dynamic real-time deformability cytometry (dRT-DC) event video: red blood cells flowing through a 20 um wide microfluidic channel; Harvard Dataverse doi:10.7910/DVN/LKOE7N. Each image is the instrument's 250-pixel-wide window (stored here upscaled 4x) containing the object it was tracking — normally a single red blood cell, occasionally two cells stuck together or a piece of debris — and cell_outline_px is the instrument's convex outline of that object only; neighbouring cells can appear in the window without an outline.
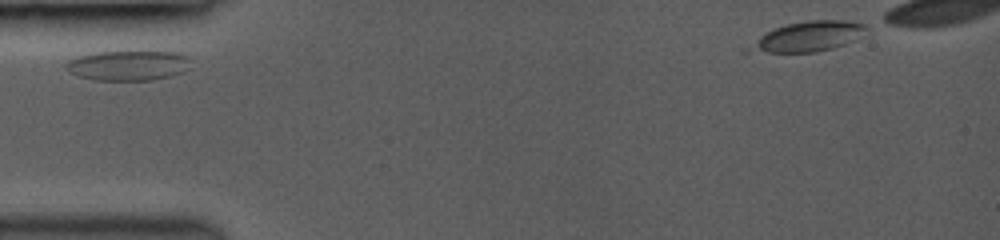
{"species": "common noctule bat (a hibernating species)", "species_latin": "Nyctalus noctula", "temperature_condition": "room temperature", "stored_images_in_passage": 34, "camera_frame_rate_fps": 3000, "um_per_image_px": 0.085, "animal": {"sex": "female", "body_mass_g": 19.0, "forearm_length_mm": 53.3}, "frame": {"image": 1, "passage_image": 1, "time_ms": 0.0, "image_size_px": [1000, 240], "cell_outline_px": [[188, 60], [180, 72], [168, 76], [152, 80], [92, 80], [76, 76], [68, 72], [64, 68], [64, 64], [68, 60], [76, 56], [96, 52], [140, 48], [148, 48], [180, 52], [188, 56]], "centroid_in_image_um": [10.81, 5.49], "position_along_channel_um": 74.2, "area_um2": 22.95}}
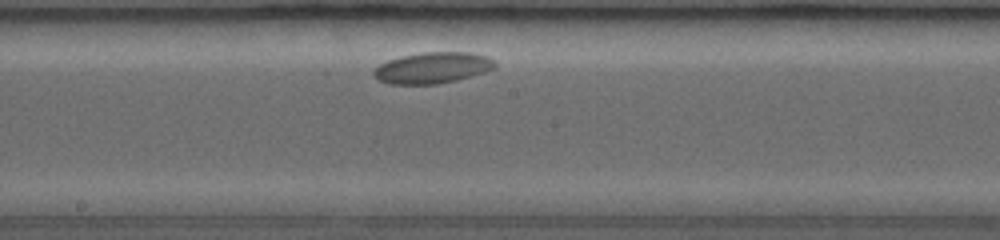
{"frame": {"image": 2, "passage_image": 17, "time_ms": 4.0, "image_size_px": [1000, 240], "cell_outline_px": [[496, 68], [472, 76], [456, 80], [436, 84], [388, 84], [372, 76], [372, 72], [380, 64], [388, 60], [400, 56], [424, 52], [472, 52], [488, 56], [496, 60]], "centroid_in_image_um": [36.79, 5.76], "position_along_channel_um": 211.4, "area_um2": 22.2}}
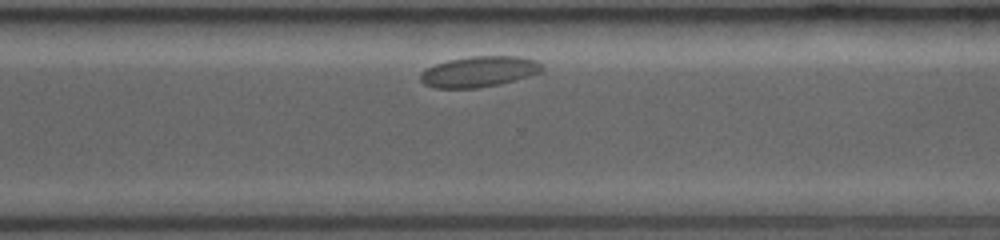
{"frame": {"image": 3, "passage_image": 29, "time_ms": 7.333, "image_size_px": [1000, 240], "cell_outline_px": [[544, 68], [540, 72], [528, 76], [500, 84], [476, 88], [432, 88], [424, 84], [420, 80], [420, 72], [424, 68], [448, 60], [468, 56], [520, 56], [536, 60]], "centroid_in_image_um": [40.67, 6.08], "position_along_channel_um": 329.9, "area_um2": 21.91}}